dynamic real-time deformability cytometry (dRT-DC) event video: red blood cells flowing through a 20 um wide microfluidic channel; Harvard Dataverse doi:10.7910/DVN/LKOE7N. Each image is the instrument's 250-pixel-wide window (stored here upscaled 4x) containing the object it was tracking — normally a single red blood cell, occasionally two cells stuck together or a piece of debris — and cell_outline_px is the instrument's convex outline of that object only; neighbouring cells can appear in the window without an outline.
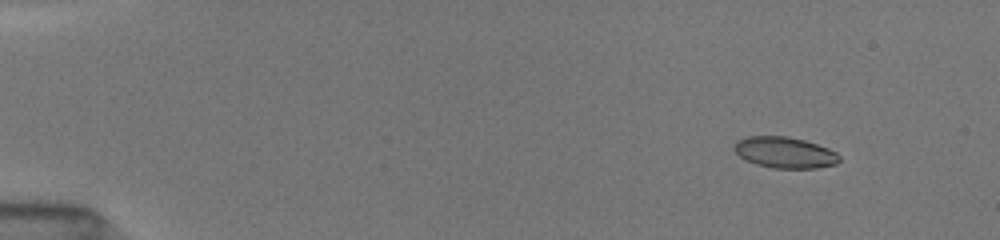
{"species": "common noctule bat (a hibernating species)", "species_latin": "Nyctalus noctula", "temperature_condition": "room temperature", "stored_images_in_passage": 56, "camera_frame_rate_fps": 3000, "um_per_image_px": 0.085, "animal": {"sex": "female", "body_mass_g": 19.5, "forearm_length_mm": 54.1}, "frame": {"image": 1, "passage_image": 6, "time_ms": 1.333, "image_size_px": [1000, 240], "cell_outline_px": [[840, 160], [836, 164], [816, 168], [772, 168], [756, 164], [744, 160], [732, 148], [736, 140], [748, 136], [788, 136], [804, 140], [828, 148], [836, 152], [840, 156]], "centroid_in_image_um": [66.68, 12.96], "position_along_channel_um": 18.3, "area_um2": 19.19}}
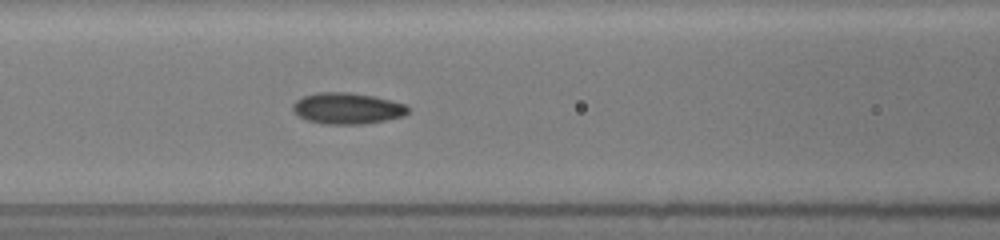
{"frame": {"image": 2, "passage_image": 24, "time_ms": 7.333, "image_size_px": [1000, 240], "cell_outline_px": [[408, 112], [404, 116], [388, 120], [364, 124], [328, 124], [308, 120], [300, 116], [292, 108], [292, 104], [296, 100], [304, 96], [316, 92], [348, 92], [372, 96], [404, 104], [408, 108]], "centroid_in_image_um": [29.52, 9.21], "position_along_channel_um": 137.1, "area_um2": 20.75}}
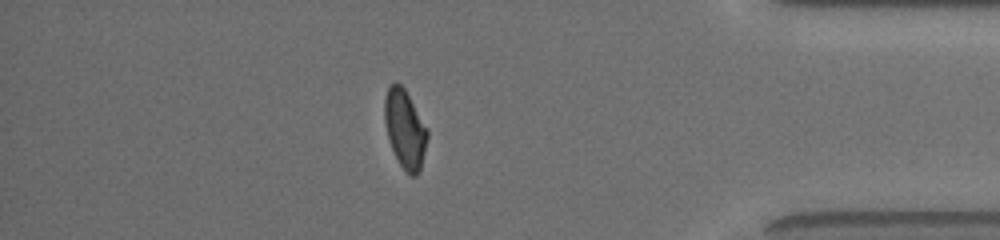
{"frame": {"image": 3, "passage_image": 49, "time_ms": 14.667, "image_size_px": [1000, 240], "cell_outline_px": [[428, 136], [420, 168], [416, 176], [412, 176], [400, 164], [392, 148], [388, 136], [384, 120], [384, 100], [388, 88], [396, 80], [404, 88], [428, 128]], "centroid_in_image_um": [34.42, 10.92], "position_along_channel_um": 400.8, "area_um2": 19.25}, "authors_computed_cell_mechanics": {"area_um2": 19.6809, "velocity_mm_per_s": 4.0036, "shape_relaxation_time_tau1_ms": 3.8846, "shape_relaxation_time_tau2_ms": 2.2886, "deformation_change_tau1": 0.1192, "deformation_change_tau2": 0.0625}}